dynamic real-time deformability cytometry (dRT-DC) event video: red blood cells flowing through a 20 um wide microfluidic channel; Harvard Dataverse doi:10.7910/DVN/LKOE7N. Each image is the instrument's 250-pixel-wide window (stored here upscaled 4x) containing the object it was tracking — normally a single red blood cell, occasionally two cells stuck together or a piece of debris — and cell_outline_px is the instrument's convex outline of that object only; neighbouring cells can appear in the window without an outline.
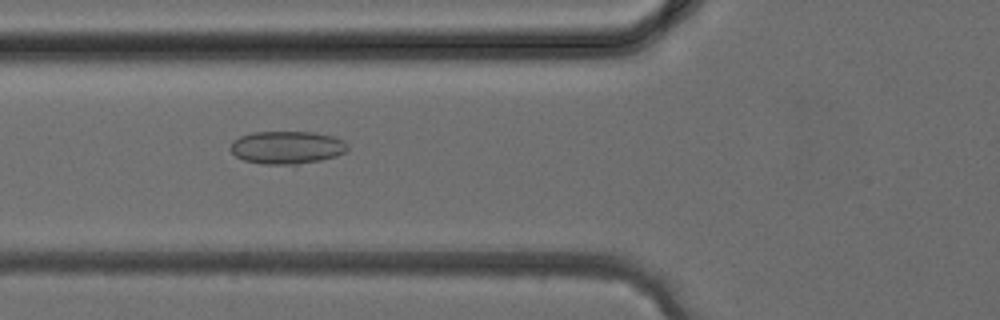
{"species": "common noctule bat (a hibernating species)", "species_latin": "Nyctalus noctula", "temperature_condition": "cold", "stored_images_in_passage": 26, "camera_frame_rate_fps": 3000, "um_per_image_px": 0.085, "animal": {"sex": "female", "body_mass_g": 24.6, "forearm_length_mm": 56.2}, "frame": {"image": 1, "passage_image": 14, "time_ms": 4.333, "image_size_px": [1000, 320], "cell_outline_px": [[348, 148], [344, 152], [336, 156], [320, 160], [296, 164], [264, 164], [244, 160], [236, 156], [228, 148], [232, 140], [240, 136], [252, 132], [316, 132], [332, 136], [344, 140], [348, 144]], "centroid_in_image_um": [24.37, 12.52], "position_along_channel_um": 101.4, "area_um2": 22.48}}
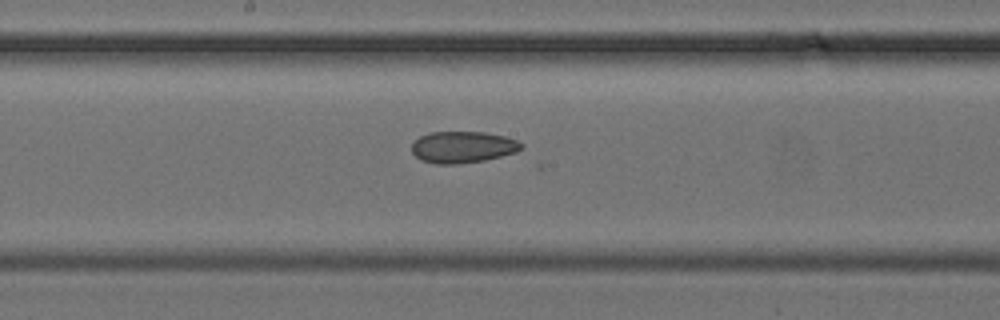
{"frame": {"image": 2, "passage_image": 20, "time_ms": 6.333, "image_size_px": [1000, 320], "cell_outline_px": [[524, 148], [516, 152], [484, 160], [456, 164], [436, 164], [420, 160], [412, 152], [412, 144], [420, 136], [428, 132], [484, 132], [504, 136], [516, 140], [524, 144]], "centroid_in_image_um": [39.33, 12.5], "position_along_channel_um": 208.9, "area_um2": 20.17}}
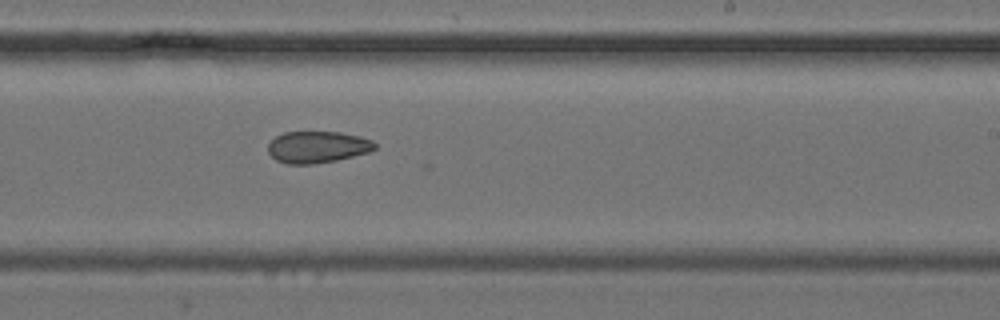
{"frame": {"image": 3, "passage_image": 23, "time_ms": 7.333, "image_size_px": [1000, 320], "cell_outline_px": [[376, 148], [368, 152], [336, 160], [312, 164], [288, 164], [276, 160], [268, 152], [268, 144], [276, 136], [284, 132], [340, 132], [360, 136], [372, 140], [376, 144]], "centroid_in_image_um": [26.98, 12.49], "position_along_channel_um": 262.0, "area_um2": 19.65}}